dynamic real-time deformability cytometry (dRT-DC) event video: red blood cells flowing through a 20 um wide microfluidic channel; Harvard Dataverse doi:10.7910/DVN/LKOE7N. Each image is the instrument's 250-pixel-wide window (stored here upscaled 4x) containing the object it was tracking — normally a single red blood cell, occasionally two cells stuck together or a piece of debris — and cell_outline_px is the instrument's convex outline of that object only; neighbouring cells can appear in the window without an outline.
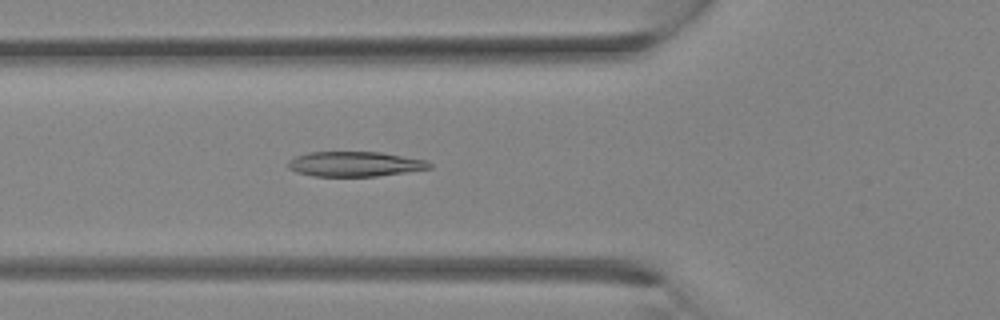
{"species": "Egyptian fruit bat (a non-hibernating species)", "species_latin": "Rousettus aegyptiacus", "temperature_condition": "room temperature", "stored_images_in_passage": 32, "camera_frame_rate_fps": 3000, "um_per_image_px": 0.085, "animal": {"sex": "female"}, "frame": {"image": 1, "passage_image": 11, "time_ms": 3.333, "image_size_px": [1000, 320], "cell_outline_px": [[432, 168], [376, 176], [312, 176], [296, 172], [288, 168], [288, 160], [296, 156], [308, 152], [380, 152], [428, 160], [432, 164]], "centroid_in_image_um": [30.16, 13.94], "position_along_channel_um": 95.6, "area_um2": 20.58}}
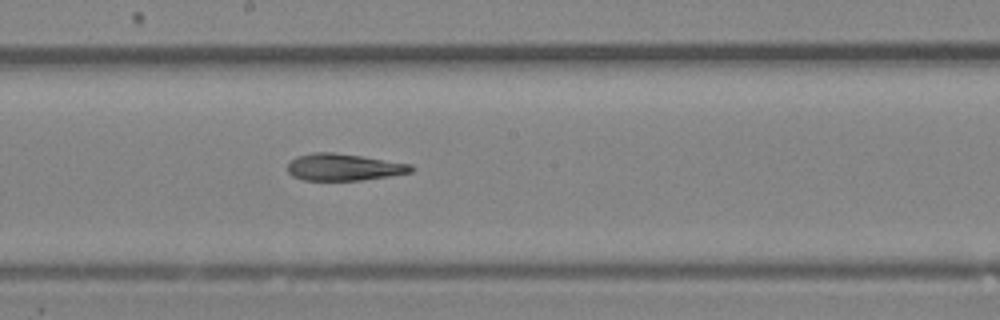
{"frame": {"image": 2, "passage_image": 17, "time_ms": 5.333, "image_size_px": [1000, 320], "cell_outline_px": [[416, 168], [412, 172], [388, 176], [360, 180], [304, 180], [292, 176], [288, 172], [288, 164], [296, 156], [312, 152], [332, 152], [360, 156], [412, 164]], "centroid_in_image_um": [29.22, 14.2], "position_along_channel_um": 219.0, "area_um2": 19.31}}
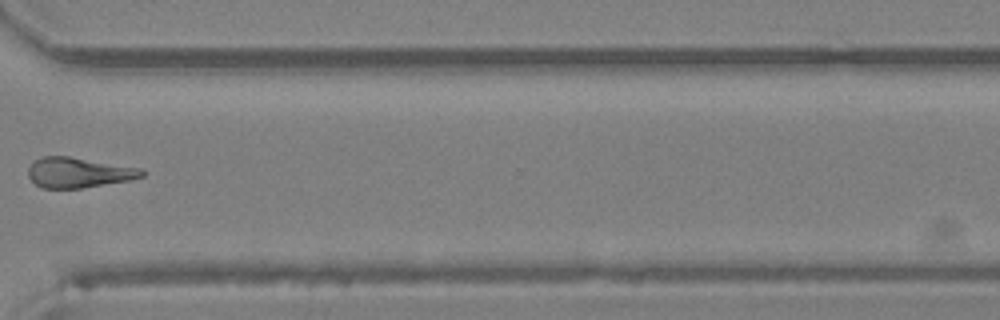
{"frame": {"image": 3, "passage_image": 24, "time_ms": 7.667, "image_size_px": [1000, 320], "cell_outline_px": [[144, 176], [132, 180], [80, 188], [40, 188], [28, 176], [28, 168], [36, 160], [44, 156], [68, 156], [144, 168]], "centroid_in_image_um": [6.73, 14.67], "position_along_channel_um": 363.9, "area_um2": 20.06}}